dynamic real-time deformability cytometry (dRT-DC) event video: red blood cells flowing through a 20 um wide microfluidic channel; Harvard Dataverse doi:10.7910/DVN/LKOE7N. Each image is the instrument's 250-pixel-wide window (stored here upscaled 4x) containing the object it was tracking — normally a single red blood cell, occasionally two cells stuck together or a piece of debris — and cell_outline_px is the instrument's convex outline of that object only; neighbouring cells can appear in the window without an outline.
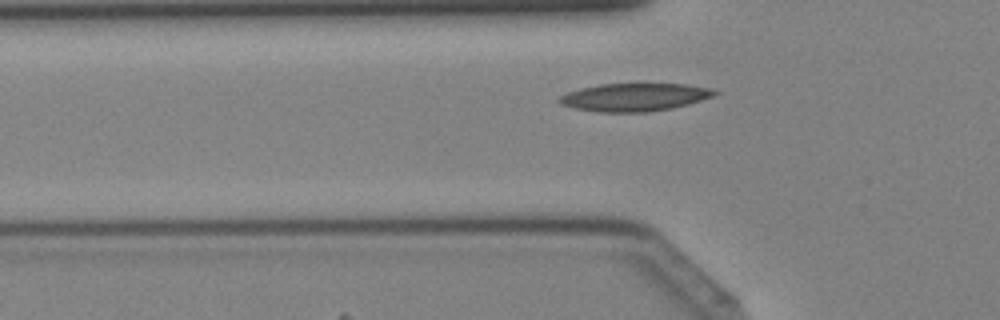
{"species": "Egyptian fruit bat (a non-hibernating species)", "species_latin": "Rousettus aegyptiacus", "temperature_condition": "cold", "stored_images_in_passage": 27, "camera_frame_rate_fps": 3000, "um_per_image_px": 0.085, "animal": {"sex": "female"}, "frame": {"image": 1, "passage_image": 4, "time_ms": 1.0, "image_size_px": [1000, 320], "cell_outline_px": [[720, 92], [716, 96], [688, 104], [672, 108], [648, 112], [600, 112], [572, 108], [560, 104], [556, 100], [560, 96], [568, 92], [580, 88], [600, 84], [688, 84], [712, 88]], "centroid_in_image_um": [53.96, 8.26], "position_along_channel_um": 71.8, "area_um2": 25.49}}
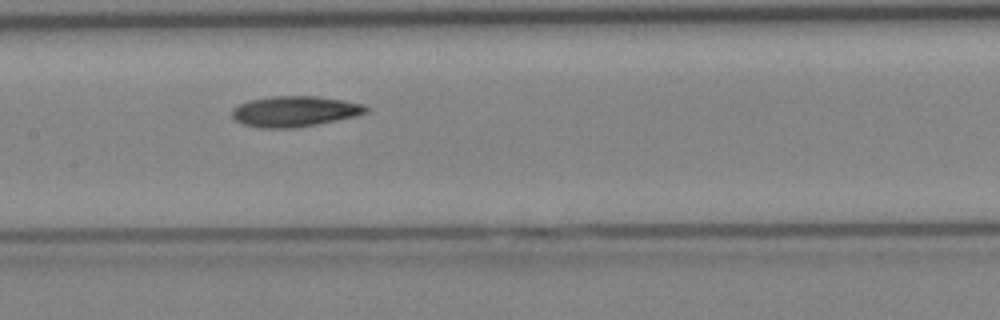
{"frame": {"image": 2, "passage_image": 11, "time_ms": 3.333, "image_size_px": [1000, 320], "cell_outline_px": [[368, 112], [356, 116], [296, 128], [260, 128], [244, 124], [236, 120], [232, 116], [232, 108], [248, 100], [272, 96], [316, 96], [344, 100], [364, 104], [368, 108]], "centroid_in_image_um": [25.05, 9.46], "position_along_channel_um": 182.3, "area_um2": 23.93}}
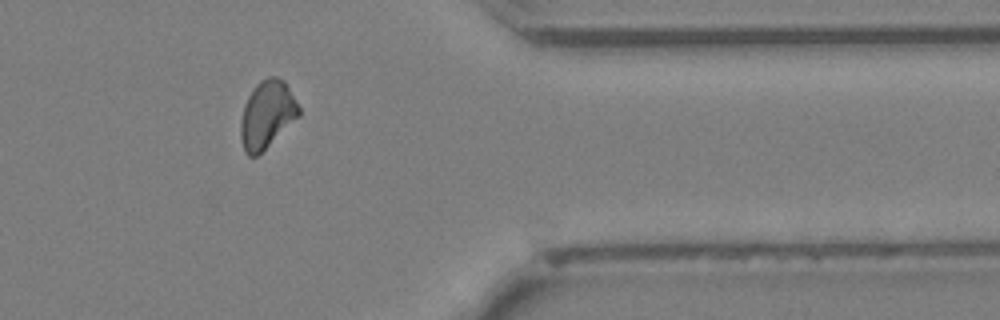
{"frame": {"image": 3, "passage_image": 25, "time_ms": 8.0, "image_size_px": [1000, 320], "cell_outline_px": [[300, 116], [256, 156], [248, 156], [244, 152], [240, 136], [240, 124], [244, 104], [248, 96], [256, 84], [260, 80], [268, 76], [276, 76], [284, 80], [300, 108]], "centroid_in_image_um": [22.68, 9.72], "position_along_channel_um": 388.7, "area_um2": 22.83}}